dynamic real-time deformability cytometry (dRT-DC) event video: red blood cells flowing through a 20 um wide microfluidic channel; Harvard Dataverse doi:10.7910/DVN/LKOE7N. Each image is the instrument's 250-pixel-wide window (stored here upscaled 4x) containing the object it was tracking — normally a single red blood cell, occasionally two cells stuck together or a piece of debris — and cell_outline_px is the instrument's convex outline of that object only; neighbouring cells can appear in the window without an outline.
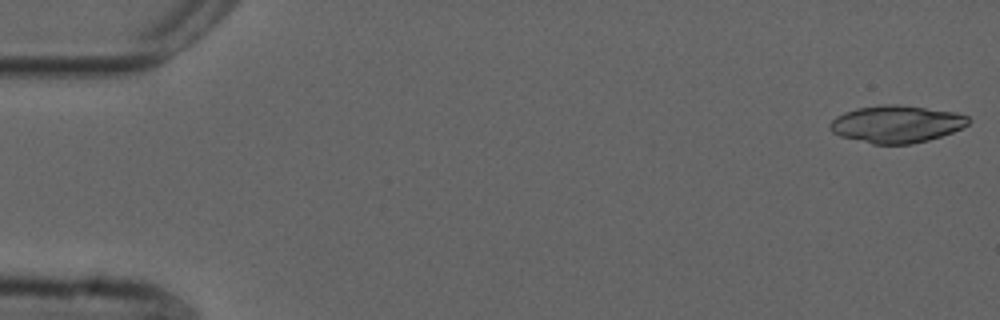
{"species": "common noctule bat (a hibernating species)", "species_latin": "Nyctalus noctula", "temperature_condition": "cold", "stored_images_in_passage": 53, "segment_of_instrument_passage": [1, 2], "camera_frame_rate_fps": 3000, "um_per_image_px": 0.085, "animal": {"sex": "male", "forearm_length_mm": 52.5}, "frame": {"image": 1, "passage_image": 1, "time_ms": 0.0, "image_size_px": [1000, 320], "cell_outline_px": [[972, 120], [964, 128], [928, 140], [912, 144], [872, 144], [840, 136], [832, 132], [828, 128], [828, 124], [836, 116], [844, 112], [856, 108], [884, 104], [900, 104], [956, 112], [968, 116]], "centroid_in_image_um": [76.2, 10.54], "position_along_channel_um": 8.8, "area_um2": 30.4}}